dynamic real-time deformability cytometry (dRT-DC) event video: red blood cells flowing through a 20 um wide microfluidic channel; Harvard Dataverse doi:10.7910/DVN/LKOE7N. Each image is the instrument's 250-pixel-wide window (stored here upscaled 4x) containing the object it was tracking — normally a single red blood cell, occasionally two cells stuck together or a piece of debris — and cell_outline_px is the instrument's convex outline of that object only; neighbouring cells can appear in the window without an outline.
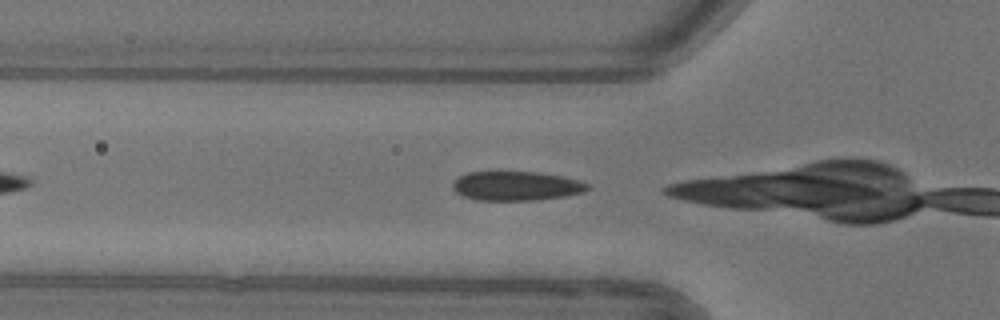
{"species": "common noctule bat (a hibernating species)", "species_latin": "Nyctalus noctula", "temperature_condition": "warm", "stored_images_in_passage": 6, "camera_frame_rate_fps": 3000, "um_per_image_px": 0.085, "animal": {"sex": "female"}, "frame": {"image": 1, "passage_image": 5, "time_ms": 6.333, "image_size_px": [1000, 320], "cell_outline_px": [[588, 188], [580, 192], [564, 196], [532, 200], [476, 200], [460, 196], [452, 188], [452, 184], [460, 176], [468, 172], [536, 172], [560, 176], [580, 180], [588, 184]], "centroid_in_image_um": [43.82, 15.81], "position_along_channel_um": 82.0, "area_um2": 22.72}}